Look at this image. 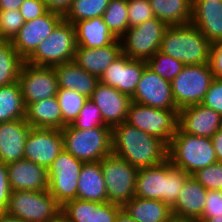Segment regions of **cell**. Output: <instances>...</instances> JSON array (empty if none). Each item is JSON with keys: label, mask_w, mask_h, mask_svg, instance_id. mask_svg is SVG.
<instances>
[{"label": "cell", "mask_w": 222, "mask_h": 222, "mask_svg": "<svg viewBox=\"0 0 222 222\" xmlns=\"http://www.w3.org/2000/svg\"><path fill=\"white\" fill-rule=\"evenodd\" d=\"M0 222H25L24 220L12 216L6 212H0Z\"/></svg>", "instance_id": "52"}, {"label": "cell", "mask_w": 222, "mask_h": 222, "mask_svg": "<svg viewBox=\"0 0 222 222\" xmlns=\"http://www.w3.org/2000/svg\"><path fill=\"white\" fill-rule=\"evenodd\" d=\"M121 205L98 203L81 199L68 201L61 207V214L70 222H115Z\"/></svg>", "instance_id": "19"}, {"label": "cell", "mask_w": 222, "mask_h": 222, "mask_svg": "<svg viewBox=\"0 0 222 222\" xmlns=\"http://www.w3.org/2000/svg\"><path fill=\"white\" fill-rule=\"evenodd\" d=\"M112 154L138 169L163 163L168 159V146L157 137L126 122L112 127Z\"/></svg>", "instance_id": "1"}, {"label": "cell", "mask_w": 222, "mask_h": 222, "mask_svg": "<svg viewBox=\"0 0 222 222\" xmlns=\"http://www.w3.org/2000/svg\"><path fill=\"white\" fill-rule=\"evenodd\" d=\"M46 8L50 12L62 15L63 17L69 11L73 0H43Z\"/></svg>", "instance_id": "48"}, {"label": "cell", "mask_w": 222, "mask_h": 222, "mask_svg": "<svg viewBox=\"0 0 222 222\" xmlns=\"http://www.w3.org/2000/svg\"><path fill=\"white\" fill-rule=\"evenodd\" d=\"M122 55V45L117 39L108 46L99 48L76 47L73 61L98 78Z\"/></svg>", "instance_id": "24"}, {"label": "cell", "mask_w": 222, "mask_h": 222, "mask_svg": "<svg viewBox=\"0 0 222 222\" xmlns=\"http://www.w3.org/2000/svg\"><path fill=\"white\" fill-rule=\"evenodd\" d=\"M57 76L58 89L77 91L91 98L99 78L78 66L74 61L53 66Z\"/></svg>", "instance_id": "25"}, {"label": "cell", "mask_w": 222, "mask_h": 222, "mask_svg": "<svg viewBox=\"0 0 222 222\" xmlns=\"http://www.w3.org/2000/svg\"><path fill=\"white\" fill-rule=\"evenodd\" d=\"M206 197L207 190L193 175H189L176 202L171 206L173 217L199 222L205 207Z\"/></svg>", "instance_id": "21"}, {"label": "cell", "mask_w": 222, "mask_h": 222, "mask_svg": "<svg viewBox=\"0 0 222 222\" xmlns=\"http://www.w3.org/2000/svg\"><path fill=\"white\" fill-rule=\"evenodd\" d=\"M133 102L166 110H179L175 104L171 82L154 73L147 66L137 85Z\"/></svg>", "instance_id": "15"}, {"label": "cell", "mask_w": 222, "mask_h": 222, "mask_svg": "<svg viewBox=\"0 0 222 222\" xmlns=\"http://www.w3.org/2000/svg\"><path fill=\"white\" fill-rule=\"evenodd\" d=\"M211 42L192 23L168 26L161 41L160 52L184 65L209 63Z\"/></svg>", "instance_id": "2"}, {"label": "cell", "mask_w": 222, "mask_h": 222, "mask_svg": "<svg viewBox=\"0 0 222 222\" xmlns=\"http://www.w3.org/2000/svg\"><path fill=\"white\" fill-rule=\"evenodd\" d=\"M209 65L213 78L222 80V41L211 43Z\"/></svg>", "instance_id": "47"}, {"label": "cell", "mask_w": 222, "mask_h": 222, "mask_svg": "<svg viewBox=\"0 0 222 222\" xmlns=\"http://www.w3.org/2000/svg\"><path fill=\"white\" fill-rule=\"evenodd\" d=\"M146 66L145 60L131 59L122 54L103 72L99 82L132 97Z\"/></svg>", "instance_id": "16"}, {"label": "cell", "mask_w": 222, "mask_h": 222, "mask_svg": "<svg viewBox=\"0 0 222 222\" xmlns=\"http://www.w3.org/2000/svg\"><path fill=\"white\" fill-rule=\"evenodd\" d=\"M178 127L185 133L211 138L222 128V116L202 104L179 109Z\"/></svg>", "instance_id": "17"}, {"label": "cell", "mask_w": 222, "mask_h": 222, "mask_svg": "<svg viewBox=\"0 0 222 222\" xmlns=\"http://www.w3.org/2000/svg\"><path fill=\"white\" fill-rule=\"evenodd\" d=\"M12 191H48V169L27 159L7 164Z\"/></svg>", "instance_id": "20"}, {"label": "cell", "mask_w": 222, "mask_h": 222, "mask_svg": "<svg viewBox=\"0 0 222 222\" xmlns=\"http://www.w3.org/2000/svg\"><path fill=\"white\" fill-rule=\"evenodd\" d=\"M122 208L137 222H169L171 207L161 200L133 197Z\"/></svg>", "instance_id": "30"}, {"label": "cell", "mask_w": 222, "mask_h": 222, "mask_svg": "<svg viewBox=\"0 0 222 222\" xmlns=\"http://www.w3.org/2000/svg\"><path fill=\"white\" fill-rule=\"evenodd\" d=\"M213 79L209 63L185 65L171 81L172 95L177 108L200 104Z\"/></svg>", "instance_id": "10"}, {"label": "cell", "mask_w": 222, "mask_h": 222, "mask_svg": "<svg viewBox=\"0 0 222 222\" xmlns=\"http://www.w3.org/2000/svg\"><path fill=\"white\" fill-rule=\"evenodd\" d=\"M147 67L165 80L171 82L185 67V65L171 56L157 51L146 60Z\"/></svg>", "instance_id": "37"}, {"label": "cell", "mask_w": 222, "mask_h": 222, "mask_svg": "<svg viewBox=\"0 0 222 222\" xmlns=\"http://www.w3.org/2000/svg\"><path fill=\"white\" fill-rule=\"evenodd\" d=\"M24 23L19 9L0 11V40L12 41Z\"/></svg>", "instance_id": "40"}, {"label": "cell", "mask_w": 222, "mask_h": 222, "mask_svg": "<svg viewBox=\"0 0 222 222\" xmlns=\"http://www.w3.org/2000/svg\"><path fill=\"white\" fill-rule=\"evenodd\" d=\"M6 213L25 222H50L61 214V206L49 191H12Z\"/></svg>", "instance_id": "6"}, {"label": "cell", "mask_w": 222, "mask_h": 222, "mask_svg": "<svg viewBox=\"0 0 222 222\" xmlns=\"http://www.w3.org/2000/svg\"><path fill=\"white\" fill-rule=\"evenodd\" d=\"M100 109L104 123L109 127L125 122L132 98L117 89L98 83L90 98Z\"/></svg>", "instance_id": "18"}, {"label": "cell", "mask_w": 222, "mask_h": 222, "mask_svg": "<svg viewBox=\"0 0 222 222\" xmlns=\"http://www.w3.org/2000/svg\"><path fill=\"white\" fill-rule=\"evenodd\" d=\"M169 222H197V221L185 220L173 217Z\"/></svg>", "instance_id": "55"}, {"label": "cell", "mask_w": 222, "mask_h": 222, "mask_svg": "<svg viewBox=\"0 0 222 222\" xmlns=\"http://www.w3.org/2000/svg\"><path fill=\"white\" fill-rule=\"evenodd\" d=\"M193 177L208 191H222V162L200 169L193 174Z\"/></svg>", "instance_id": "41"}, {"label": "cell", "mask_w": 222, "mask_h": 222, "mask_svg": "<svg viewBox=\"0 0 222 222\" xmlns=\"http://www.w3.org/2000/svg\"><path fill=\"white\" fill-rule=\"evenodd\" d=\"M77 198L98 203L108 202L100 161L87 162L80 172Z\"/></svg>", "instance_id": "27"}, {"label": "cell", "mask_w": 222, "mask_h": 222, "mask_svg": "<svg viewBox=\"0 0 222 222\" xmlns=\"http://www.w3.org/2000/svg\"><path fill=\"white\" fill-rule=\"evenodd\" d=\"M63 149L61 130L31 127L24 147V159L48 169Z\"/></svg>", "instance_id": "13"}, {"label": "cell", "mask_w": 222, "mask_h": 222, "mask_svg": "<svg viewBox=\"0 0 222 222\" xmlns=\"http://www.w3.org/2000/svg\"><path fill=\"white\" fill-rule=\"evenodd\" d=\"M76 47L75 27L63 19L53 32L39 44L26 62L46 67L71 62L74 59Z\"/></svg>", "instance_id": "5"}, {"label": "cell", "mask_w": 222, "mask_h": 222, "mask_svg": "<svg viewBox=\"0 0 222 222\" xmlns=\"http://www.w3.org/2000/svg\"><path fill=\"white\" fill-rule=\"evenodd\" d=\"M200 104L211 108L222 116V80L213 79L211 81Z\"/></svg>", "instance_id": "43"}, {"label": "cell", "mask_w": 222, "mask_h": 222, "mask_svg": "<svg viewBox=\"0 0 222 222\" xmlns=\"http://www.w3.org/2000/svg\"><path fill=\"white\" fill-rule=\"evenodd\" d=\"M222 216V191L208 190L205 207L200 218Z\"/></svg>", "instance_id": "44"}, {"label": "cell", "mask_w": 222, "mask_h": 222, "mask_svg": "<svg viewBox=\"0 0 222 222\" xmlns=\"http://www.w3.org/2000/svg\"><path fill=\"white\" fill-rule=\"evenodd\" d=\"M211 143L214 148L217 161L222 162V128H220L212 137Z\"/></svg>", "instance_id": "49"}, {"label": "cell", "mask_w": 222, "mask_h": 222, "mask_svg": "<svg viewBox=\"0 0 222 222\" xmlns=\"http://www.w3.org/2000/svg\"><path fill=\"white\" fill-rule=\"evenodd\" d=\"M26 106L18 82L0 87V123L24 119Z\"/></svg>", "instance_id": "32"}, {"label": "cell", "mask_w": 222, "mask_h": 222, "mask_svg": "<svg viewBox=\"0 0 222 222\" xmlns=\"http://www.w3.org/2000/svg\"><path fill=\"white\" fill-rule=\"evenodd\" d=\"M211 42L222 41V0H192V19Z\"/></svg>", "instance_id": "22"}, {"label": "cell", "mask_w": 222, "mask_h": 222, "mask_svg": "<svg viewBox=\"0 0 222 222\" xmlns=\"http://www.w3.org/2000/svg\"><path fill=\"white\" fill-rule=\"evenodd\" d=\"M167 27L163 21L153 17L141 25L128 28L120 38L122 54L131 59L146 61L160 50Z\"/></svg>", "instance_id": "11"}, {"label": "cell", "mask_w": 222, "mask_h": 222, "mask_svg": "<svg viewBox=\"0 0 222 222\" xmlns=\"http://www.w3.org/2000/svg\"><path fill=\"white\" fill-rule=\"evenodd\" d=\"M115 222H137L123 208L118 212Z\"/></svg>", "instance_id": "51"}, {"label": "cell", "mask_w": 222, "mask_h": 222, "mask_svg": "<svg viewBox=\"0 0 222 222\" xmlns=\"http://www.w3.org/2000/svg\"><path fill=\"white\" fill-rule=\"evenodd\" d=\"M61 132L64 149L84 163L98 162L112 154V128L109 126L86 130L67 125Z\"/></svg>", "instance_id": "4"}, {"label": "cell", "mask_w": 222, "mask_h": 222, "mask_svg": "<svg viewBox=\"0 0 222 222\" xmlns=\"http://www.w3.org/2000/svg\"><path fill=\"white\" fill-rule=\"evenodd\" d=\"M72 127L77 129H92L100 126H107L100 113V109L95 103L88 98L84 103L79 115L71 124Z\"/></svg>", "instance_id": "39"}, {"label": "cell", "mask_w": 222, "mask_h": 222, "mask_svg": "<svg viewBox=\"0 0 222 222\" xmlns=\"http://www.w3.org/2000/svg\"><path fill=\"white\" fill-rule=\"evenodd\" d=\"M63 19L62 15L48 11L43 16L26 21L13 38V47L26 61Z\"/></svg>", "instance_id": "14"}, {"label": "cell", "mask_w": 222, "mask_h": 222, "mask_svg": "<svg viewBox=\"0 0 222 222\" xmlns=\"http://www.w3.org/2000/svg\"><path fill=\"white\" fill-rule=\"evenodd\" d=\"M155 17L167 26L191 23L192 0H149Z\"/></svg>", "instance_id": "31"}, {"label": "cell", "mask_w": 222, "mask_h": 222, "mask_svg": "<svg viewBox=\"0 0 222 222\" xmlns=\"http://www.w3.org/2000/svg\"><path fill=\"white\" fill-rule=\"evenodd\" d=\"M125 122L157 137L169 146L178 129L179 110L154 108L132 101Z\"/></svg>", "instance_id": "7"}, {"label": "cell", "mask_w": 222, "mask_h": 222, "mask_svg": "<svg viewBox=\"0 0 222 222\" xmlns=\"http://www.w3.org/2000/svg\"><path fill=\"white\" fill-rule=\"evenodd\" d=\"M108 202L123 206L135 197L138 168L110 154L100 160Z\"/></svg>", "instance_id": "8"}, {"label": "cell", "mask_w": 222, "mask_h": 222, "mask_svg": "<svg viewBox=\"0 0 222 222\" xmlns=\"http://www.w3.org/2000/svg\"><path fill=\"white\" fill-rule=\"evenodd\" d=\"M25 0H0V11L18 10Z\"/></svg>", "instance_id": "50"}, {"label": "cell", "mask_w": 222, "mask_h": 222, "mask_svg": "<svg viewBox=\"0 0 222 222\" xmlns=\"http://www.w3.org/2000/svg\"><path fill=\"white\" fill-rule=\"evenodd\" d=\"M199 222H222V216H215L211 218H200Z\"/></svg>", "instance_id": "53"}, {"label": "cell", "mask_w": 222, "mask_h": 222, "mask_svg": "<svg viewBox=\"0 0 222 222\" xmlns=\"http://www.w3.org/2000/svg\"><path fill=\"white\" fill-rule=\"evenodd\" d=\"M168 159L189 175L217 162L211 138L187 134L179 127L168 146Z\"/></svg>", "instance_id": "3"}, {"label": "cell", "mask_w": 222, "mask_h": 222, "mask_svg": "<svg viewBox=\"0 0 222 222\" xmlns=\"http://www.w3.org/2000/svg\"><path fill=\"white\" fill-rule=\"evenodd\" d=\"M11 193L7 164L0 162V212L7 209Z\"/></svg>", "instance_id": "46"}, {"label": "cell", "mask_w": 222, "mask_h": 222, "mask_svg": "<svg viewBox=\"0 0 222 222\" xmlns=\"http://www.w3.org/2000/svg\"><path fill=\"white\" fill-rule=\"evenodd\" d=\"M18 83L26 107L30 103L52 98L58 92L57 76L53 67L35 66L25 61Z\"/></svg>", "instance_id": "12"}, {"label": "cell", "mask_w": 222, "mask_h": 222, "mask_svg": "<svg viewBox=\"0 0 222 222\" xmlns=\"http://www.w3.org/2000/svg\"><path fill=\"white\" fill-rule=\"evenodd\" d=\"M56 96L60 105L64 128L73 123L88 98L77 91L68 89H58Z\"/></svg>", "instance_id": "36"}, {"label": "cell", "mask_w": 222, "mask_h": 222, "mask_svg": "<svg viewBox=\"0 0 222 222\" xmlns=\"http://www.w3.org/2000/svg\"><path fill=\"white\" fill-rule=\"evenodd\" d=\"M19 11L25 22L43 16L48 12L43 0H25L21 4Z\"/></svg>", "instance_id": "45"}, {"label": "cell", "mask_w": 222, "mask_h": 222, "mask_svg": "<svg viewBox=\"0 0 222 222\" xmlns=\"http://www.w3.org/2000/svg\"><path fill=\"white\" fill-rule=\"evenodd\" d=\"M26 119L0 123V162L24 159V147L30 131Z\"/></svg>", "instance_id": "23"}, {"label": "cell", "mask_w": 222, "mask_h": 222, "mask_svg": "<svg viewBox=\"0 0 222 222\" xmlns=\"http://www.w3.org/2000/svg\"><path fill=\"white\" fill-rule=\"evenodd\" d=\"M129 28L155 17L149 0H127Z\"/></svg>", "instance_id": "42"}, {"label": "cell", "mask_w": 222, "mask_h": 222, "mask_svg": "<svg viewBox=\"0 0 222 222\" xmlns=\"http://www.w3.org/2000/svg\"><path fill=\"white\" fill-rule=\"evenodd\" d=\"M50 222H70V221H68L62 214H60L56 219Z\"/></svg>", "instance_id": "54"}, {"label": "cell", "mask_w": 222, "mask_h": 222, "mask_svg": "<svg viewBox=\"0 0 222 222\" xmlns=\"http://www.w3.org/2000/svg\"><path fill=\"white\" fill-rule=\"evenodd\" d=\"M102 17L111 33L120 39L129 28L127 0H109Z\"/></svg>", "instance_id": "34"}, {"label": "cell", "mask_w": 222, "mask_h": 222, "mask_svg": "<svg viewBox=\"0 0 222 222\" xmlns=\"http://www.w3.org/2000/svg\"><path fill=\"white\" fill-rule=\"evenodd\" d=\"M189 174L184 170L172 165L169 159L166 160V194L165 203L170 207L176 202L179 192Z\"/></svg>", "instance_id": "38"}, {"label": "cell", "mask_w": 222, "mask_h": 222, "mask_svg": "<svg viewBox=\"0 0 222 222\" xmlns=\"http://www.w3.org/2000/svg\"><path fill=\"white\" fill-rule=\"evenodd\" d=\"M24 62L13 47L12 41L0 40V87L18 82Z\"/></svg>", "instance_id": "33"}, {"label": "cell", "mask_w": 222, "mask_h": 222, "mask_svg": "<svg viewBox=\"0 0 222 222\" xmlns=\"http://www.w3.org/2000/svg\"><path fill=\"white\" fill-rule=\"evenodd\" d=\"M83 161L63 149L48 168V191L62 207L77 198V187Z\"/></svg>", "instance_id": "9"}, {"label": "cell", "mask_w": 222, "mask_h": 222, "mask_svg": "<svg viewBox=\"0 0 222 222\" xmlns=\"http://www.w3.org/2000/svg\"><path fill=\"white\" fill-rule=\"evenodd\" d=\"M75 27L77 47L99 48L112 44L117 38L103 21V17L81 20Z\"/></svg>", "instance_id": "28"}, {"label": "cell", "mask_w": 222, "mask_h": 222, "mask_svg": "<svg viewBox=\"0 0 222 222\" xmlns=\"http://www.w3.org/2000/svg\"><path fill=\"white\" fill-rule=\"evenodd\" d=\"M109 0H73L72 5L63 17L72 24L90 18L102 17Z\"/></svg>", "instance_id": "35"}, {"label": "cell", "mask_w": 222, "mask_h": 222, "mask_svg": "<svg viewBox=\"0 0 222 222\" xmlns=\"http://www.w3.org/2000/svg\"><path fill=\"white\" fill-rule=\"evenodd\" d=\"M166 160L158 165L140 168L136 177L135 197L161 200L165 203Z\"/></svg>", "instance_id": "26"}, {"label": "cell", "mask_w": 222, "mask_h": 222, "mask_svg": "<svg viewBox=\"0 0 222 222\" xmlns=\"http://www.w3.org/2000/svg\"><path fill=\"white\" fill-rule=\"evenodd\" d=\"M25 119L33 128L63 129L57 96L30 103L26 107Z\"/></svg>", "instance_id": "29"}]
</instances>
